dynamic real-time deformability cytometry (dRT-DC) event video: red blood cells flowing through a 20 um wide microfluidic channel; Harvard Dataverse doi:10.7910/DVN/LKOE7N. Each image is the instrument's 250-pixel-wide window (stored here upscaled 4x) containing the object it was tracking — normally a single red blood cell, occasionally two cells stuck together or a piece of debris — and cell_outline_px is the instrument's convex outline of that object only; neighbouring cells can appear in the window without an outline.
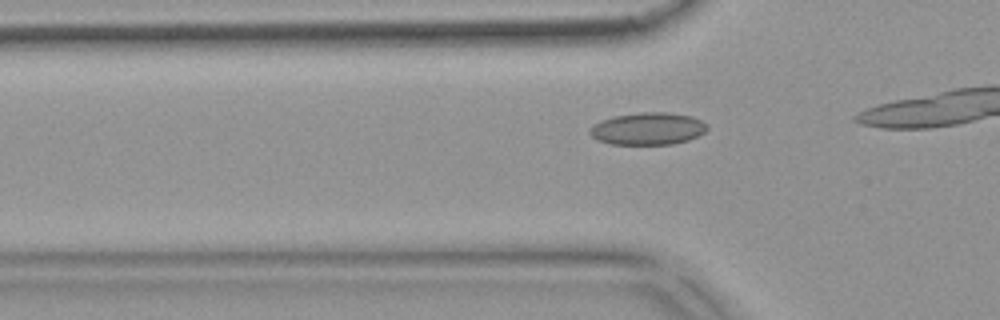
{"species": "common noctule bat (a hibernating species)", "species_latin": "Nyctalus noctula", "temperature_condition": "warm", "stored_images_in_passage": 18, "camera_frame_rate_fps": 3000, "um_per_image_px": 0.085, "animal": {"sex": "female", "body_mass_g": 18.4}, "frame": {"image": 1, "passage_image": 13, "time_ms": 4.0, "image_size_px": [1000, 320], "cell_outline_px": [[708, 128], [704, 132], [688, 140], [672, 144], [608, 144], [596, 140], [588, 132], [588, 128], [600, 120], [616, 116], [640, 112], [668, 112], [692, 116], [708, 124]], "centroid_in_image_um": [55.04, 10.93], "position_along_channel_um": 70.8, "area_um2": 22.2}}